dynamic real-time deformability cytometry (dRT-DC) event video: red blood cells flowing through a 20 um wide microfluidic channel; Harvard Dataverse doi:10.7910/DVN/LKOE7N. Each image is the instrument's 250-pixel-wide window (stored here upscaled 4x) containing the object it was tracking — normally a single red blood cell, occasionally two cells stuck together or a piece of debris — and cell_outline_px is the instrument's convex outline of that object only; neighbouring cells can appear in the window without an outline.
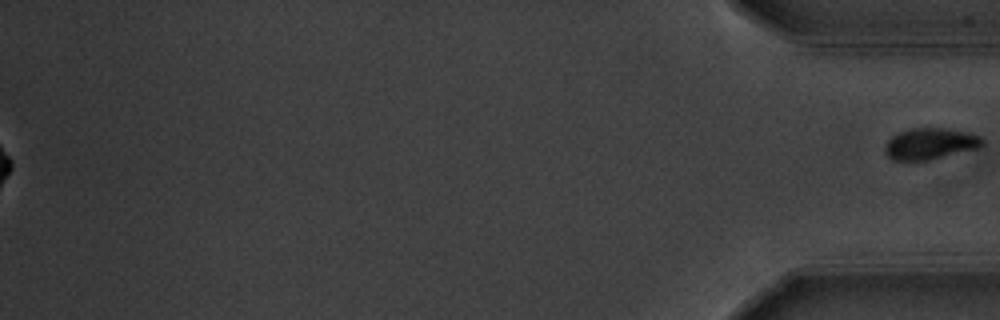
{"species": "common noctule bat (a hibernating species)", "species_latin": "Nyctalus noctula", "temperature_condition": "warm", "stored_images_in_passage": 54, "segment_of_instrument_passage": [2, 2], "camera_frame_rate_fps": 3000, "um_per_image_px": 0.085, "animal": {"sex": "male", "body_mass_g": 20.1, "forearm_length_mm": 53.5}, "frame": {"image": 1, "passage_image": 54, "time_ms": 17.667, "image_size_px": [1000, 320], "cell_outline_px": [[984, 144], [976, 148], [928, 160], [892, 160], [884, 152], [884, 148], [888, 140], [892, 136], [900, 132], [912, 128], [944, 128], [972, 132], [984, 136]], "centroid_in_image_um": [79.09, 12.2], "position_along_channel_um": 356.1, "area_um2": 17.8}}